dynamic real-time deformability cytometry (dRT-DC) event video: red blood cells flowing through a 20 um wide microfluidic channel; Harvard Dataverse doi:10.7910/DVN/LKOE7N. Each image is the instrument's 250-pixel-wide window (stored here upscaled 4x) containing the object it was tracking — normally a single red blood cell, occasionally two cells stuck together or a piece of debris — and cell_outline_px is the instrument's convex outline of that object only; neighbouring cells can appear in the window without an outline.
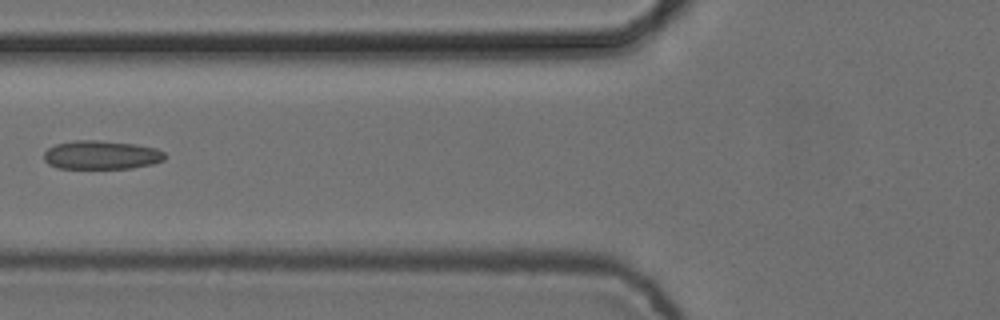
{"species": "common noctule bat (a hibernating species)", "species_latin": "Nyctalus noctula", "temperature_condition": "cold", "stored_images_in_passage": 6, "camera_frame_rate_fps": 3000, "um_per_image_px": 0.085, "animal": {"sex": "female", "body_mass_g": 24.6, "forearm_length_mm": 56.2}, "frame": {"image": 1, "passage_image": 6, "time_ms": 1.667, "image_size_px": [1000, 320], "cell_outline_px": [[168, 156], [164, 160], [152, 164], [132, 168], [56, 168], [48, 164], [44, 160], [44, 152], [48, 148], [56, 144], [72, 140], [100, 140], [136, 144], [156, 148], [164, 152]], "centroid_in_image_um": [8.62, 13.16], "position_along_channel_um": 117.2, "area_um2": 20.46}}